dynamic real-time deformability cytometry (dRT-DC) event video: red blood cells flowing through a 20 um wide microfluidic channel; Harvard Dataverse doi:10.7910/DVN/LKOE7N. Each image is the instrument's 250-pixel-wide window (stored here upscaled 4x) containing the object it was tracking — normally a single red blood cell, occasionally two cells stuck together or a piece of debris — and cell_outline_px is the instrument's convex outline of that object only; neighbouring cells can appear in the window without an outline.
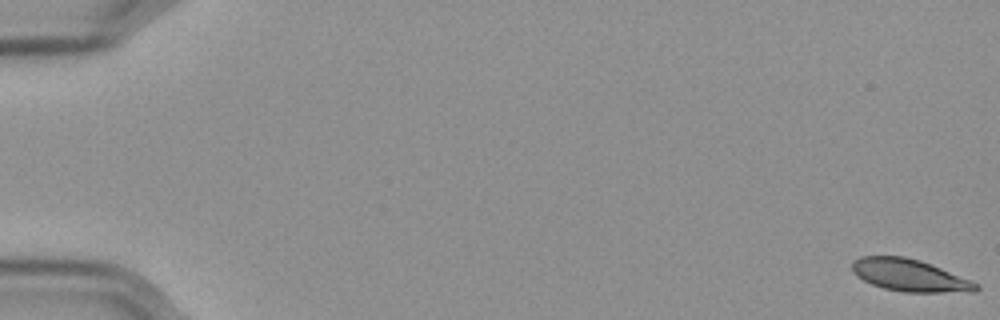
{"species": "Egyptian fruit bat (a non-hibernating species)", "species_latin": "Rousettus aegyptiacus", "temperature_condition": "cold", "stored_images_in_passage": 58, "camera_frame_rate_fps": 3000, "um_per_image_px": 0.085, "frame": {"image": 1, "passage_image": 1, "time_ms": 0.0, "image_size_px": [1000, 320], "cell_outline_px": [[980, 288], [972, 292], [904, 292], [884, 288], [872, 284], [856, 276], [852, 272], [852, 260], [860, 256], [904, 256], [920, 260], [972, 280], [980, 284]], "centroid_in_image_um": [77.32, 23.4], "position_along_channel_um": 7.7, "area_um2": 23.35}}
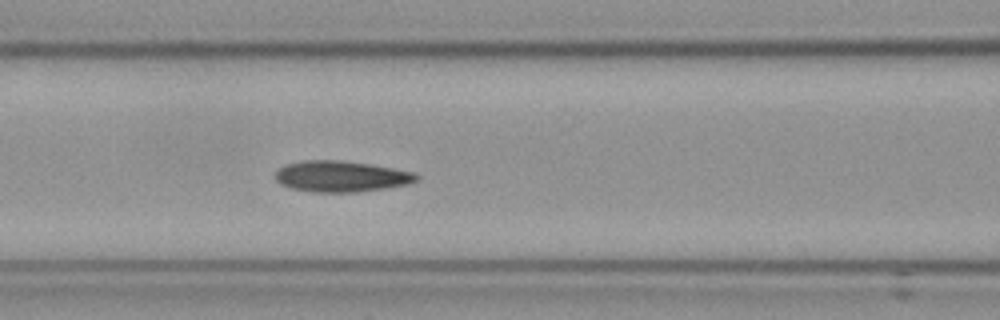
{"frame": {"image": 2, "passage_image": 26, "time_ms": 8.333, "image_size_px": [1000, 320], "cell_outline_px": [[420, 176], [416, 180], [408, 184], [384, 188], [356, 192], [316, 192], [292, 188], [280, 184], [276, 180], [276, 168], [284, 164], [304, 160], [344, 160], [392, 168], [412, 172]], "centroid_in_image_um": [28.94, 14.98], "position_along_channel_um": 137.7, "area_um2": 25.43}}
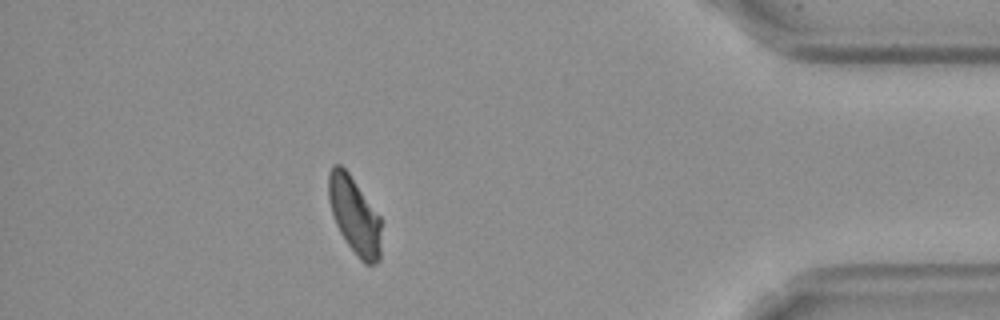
{"frame": {"image": 3, "passage_image": 52, "time_ms": 17.0, "image_size_px": [1000, 320], "cell_outline_px": [[380, 260], [376, 264], [364, 264], [360, 260], [348, 244], [340, 232], [336, 224], [328, 200], [328, 172], [332, 164], [340, 164], [348, 172], [380, 216]], "centroid_in_image_um": [30.12, 18.3], "position_along_channel_um": 405.1, "area_um2": 23.58}, "authors_computed_cell_mechanics": {"area_um2": 24.7673, "velocity_mm_per_s": 3.5543, "shape_relaxation_time_tau1_ms": 6.6226, "shape_relaxation_time_tau2_ms": 2.7732, "deformation_change_tau1": 0.1468, "deformation_change_tau2": 0.0831}}